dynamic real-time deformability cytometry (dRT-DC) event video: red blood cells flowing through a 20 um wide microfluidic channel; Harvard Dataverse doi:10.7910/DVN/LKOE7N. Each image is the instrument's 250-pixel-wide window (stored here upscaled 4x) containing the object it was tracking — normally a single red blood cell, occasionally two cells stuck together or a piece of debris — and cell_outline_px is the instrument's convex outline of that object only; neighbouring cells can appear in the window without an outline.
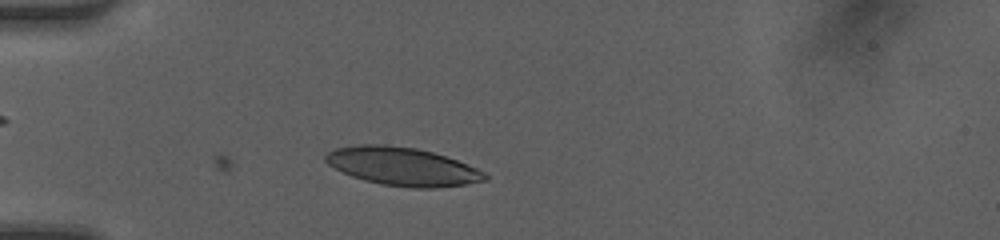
{"species": "human", "species_latin": "Homo sapiens", "temperature_condition": "room temperature", "stored_images_in_passage": 15, "camera_frame_rate_fps": 3000, "um_per_image_px": 0.085, "donor": {"sex": "female"}, "frame": {"image": 1, "passage_image": 4, "time_ms": 1.0, "image_size_px": [1000, 240], "cell_outline_px": [[488, 180], [464, 184], [436, 188], [412, 188], [380, 184], [364, 180], [352, 176], [328, 164], [324, 160], [324, 156], [328, 152], [336, 148], [360, 144], [384, 144], [416, 148], [432, 152], [456, 160], [476, 168], [484, 172], [488, 176]], "centroid_in_image_um": [34.2, 14.15], "position_along_channel_um": 50.8, "area_um2": 35.32}}
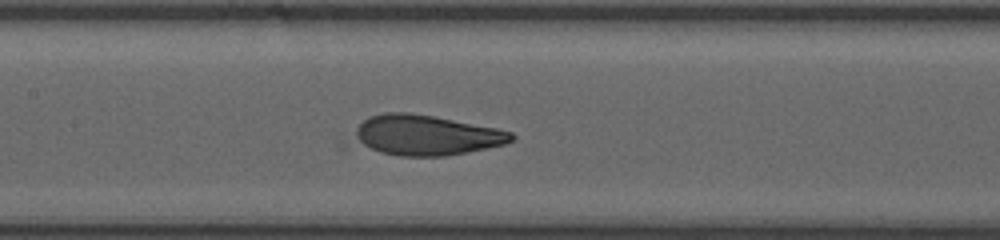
{"frame": {"image": 2, "passage_image": 9, "time_ms": 2.667, "image_size_px": [1000, 240], "cell_outline_px": [[516, 136], [512, 140], [504, 144], [444, 156], [400, 156], [340, 148], [340, 140], [364, 120], [372, 116], [388, 112], [408, 112], [432, 116], [496, 128], [512, 132]], "centroid_in_image_um": [35.79, 11.54], "position_along_channel_um": 171.6, "area_um2": 38.9}}
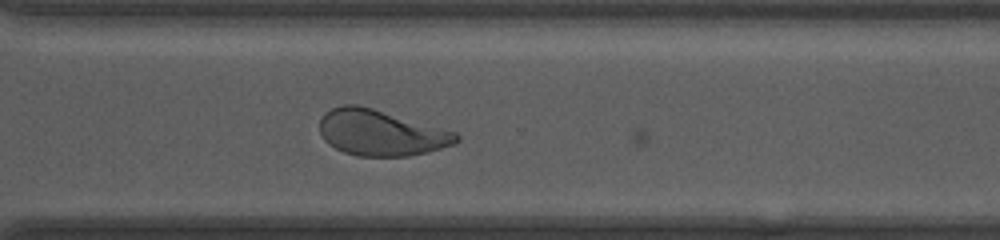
{"frame": {"image": 3, "passage_image": 15, "time_ms": 4.667, "image_size_px": [1000, 240], "cell_outline_px": [[460, 140], [456, 144], [428, 152], [408, 156], [356, 156], [344, 152], [328, 144], [324, 140], [320, 132], [320, 120], [324, 112], [332, 108], [344, 104], [356, 104], [372, 108], [456, 132], [460, 136]], "centroid_in_image_um": [32.37, 11.29], "position_along_channel_um": 338.2, "area_um2": 36.53}}